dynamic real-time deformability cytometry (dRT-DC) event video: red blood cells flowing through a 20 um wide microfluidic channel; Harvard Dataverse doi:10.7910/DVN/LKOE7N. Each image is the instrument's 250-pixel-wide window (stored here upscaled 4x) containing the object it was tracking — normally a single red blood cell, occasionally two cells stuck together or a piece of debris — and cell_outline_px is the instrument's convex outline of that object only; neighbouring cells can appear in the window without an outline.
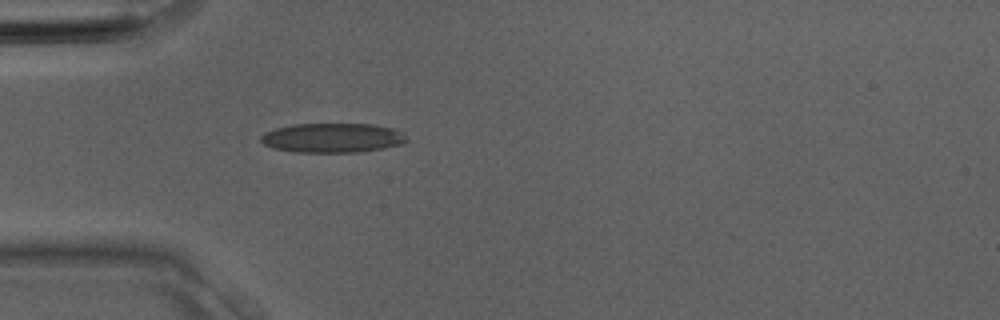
{"species": "Egyptian fruit bat (a non-hibernating species)", "species_latin": "Rousettus aegyptiacus", "temperature_condition": "room temperature", "stored_images_in_passage": 2, "camera_frame_rate_fps": 3000, "um_per_image_px": 0.085, "animal": {"sex": "male"}, "frame": {"image": 1, "passage_image": 2, "time_ms": 0.333, "image_size_px": [1000, 320], "cell_outline_px": [[408, 140], [404, 144], [384, 148], [356, 152], [292, 152], [272, 148], [264, 144], [260, 140], [260, 136], [264, 132], [276, 128], [296, 124], [372, 124], [396, 128]], "centroid_in_image_um": [28.26, 11.72], "position_along_channel_um": 56.7, "area_um2": 25.14}}